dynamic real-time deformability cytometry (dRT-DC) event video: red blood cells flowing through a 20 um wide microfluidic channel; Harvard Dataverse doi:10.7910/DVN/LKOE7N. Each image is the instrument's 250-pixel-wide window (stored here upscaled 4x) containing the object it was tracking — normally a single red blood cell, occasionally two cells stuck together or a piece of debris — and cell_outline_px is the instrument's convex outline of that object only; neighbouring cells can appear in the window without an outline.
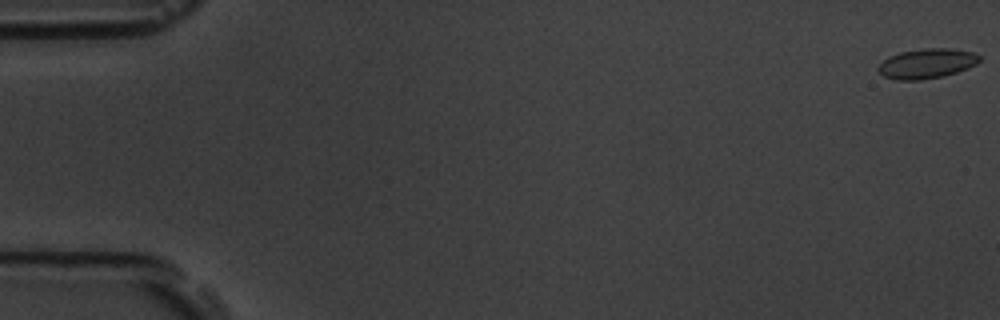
{"species": "common noctule bat (a hibernating species)", "species_latin": "Nyctalus noctula", "temperature_condition": "room temperature", "stored_images_in_passage": 6, "camera_frame_rate_fps": 3000, "um_per_image_px": 0.085, "animal": {"sex": "male", "body_mass_g": 19.5, "forearm_length_mm": 54.6}, "frame": {"image": 1, "passage_image": 1, "time_ms": 0.0, "image_size_px": [1000, 320], "cell_outline_px": [[980, 60], [976, 64], [968, 68], [944, 76], [920, 80], [896, 80], [884, 76], [876, 68], [888, 56], [900, 52], [924, 48], [948, 48], [972, 52], [980, 56]], "centroid_in_image_um": [78.76, 5.4], "position_along_channel_um": 6.2, "area_um2": 17.57}}
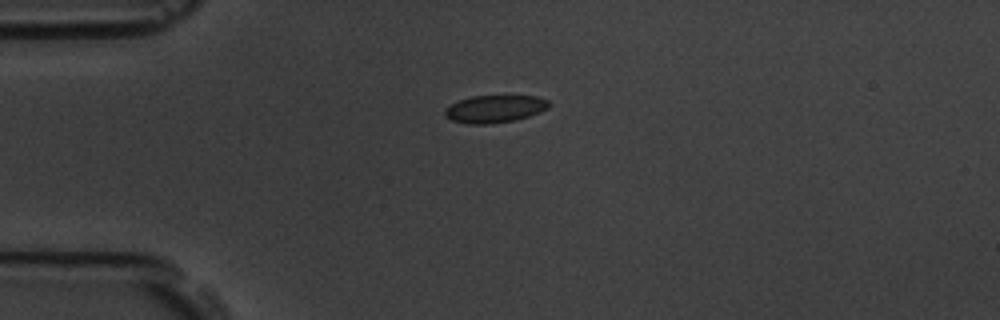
{"frame": {"image": 2, "passage_image": 5, "time_ms": 1.333, "image_size_px": [1000, 320], "cell_outline_px": [[548, 108], [540, 112], [516, 120], [492, 124], [468, 124], [452, 120], [444, 116], [444, 108], [460, 100], [472, 96], [536, 96], [548, 100]], "centroid_in_image_um": [42.03, 9.26], "position_along_channel_um": 43.0, "area_um2": 16.65}}